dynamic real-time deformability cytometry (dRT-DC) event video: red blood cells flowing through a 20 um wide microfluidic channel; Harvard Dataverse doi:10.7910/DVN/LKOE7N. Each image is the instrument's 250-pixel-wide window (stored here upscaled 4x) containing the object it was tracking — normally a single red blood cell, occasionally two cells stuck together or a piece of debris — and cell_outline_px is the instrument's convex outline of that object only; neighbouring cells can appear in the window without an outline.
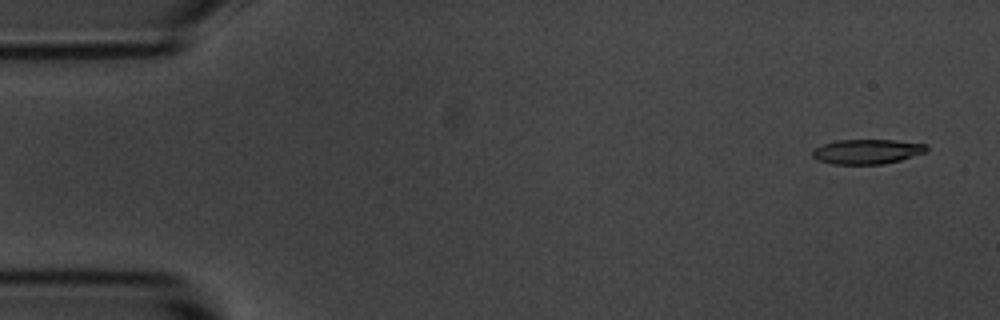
{"species": "common noctule bat (a hibernating species)", "species_latin": "Nyctalus noctula", "temperature_condition": "room temperature", "stored_images_in_passage": 5, "camera_frame_rate_fps": 3000, "um_per_image_px": 0.085, "animal": {"sex": "male", "body_mass_g": 20.1, "forearm_length_mm": 53.5}, "frame": {"image": 1, "passage_image": 1, "time_ms": 0.0, "image_size_px": [1000, 320], "cell_outline_px": [[928, 152], [900, 160], [884, 164], [832, 164], [816, 160], [812, 156], [812, 148], [836, 140], [896, 140], [928, 144]], "centroid_in_image_um": [73.71, 12.88], "position_along_channel_um": 11.3, "area_um2": 16.7}}
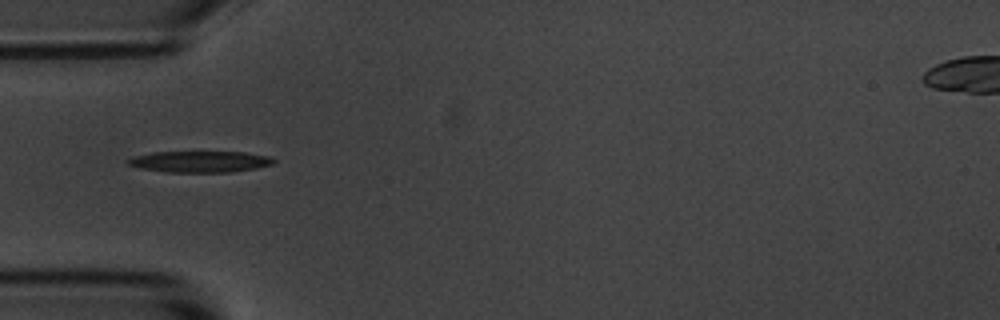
{"frame": {"image": 2, "passage_image": 5, "time_ms": 4.667, "image_size_px": [1000, 320], "cell_outline_px": [[276, 160], [272, 164], [256, 168], [228, 172], [168, 172], [140, 168], [128, 164], [124, 160], [132, 156], [152, 152], [244, 152], [268, 156]], "centroid_in_image_um": [16.94, 13.73], "position_along_channel_um": 68.1, "area_um2": 18.03}}